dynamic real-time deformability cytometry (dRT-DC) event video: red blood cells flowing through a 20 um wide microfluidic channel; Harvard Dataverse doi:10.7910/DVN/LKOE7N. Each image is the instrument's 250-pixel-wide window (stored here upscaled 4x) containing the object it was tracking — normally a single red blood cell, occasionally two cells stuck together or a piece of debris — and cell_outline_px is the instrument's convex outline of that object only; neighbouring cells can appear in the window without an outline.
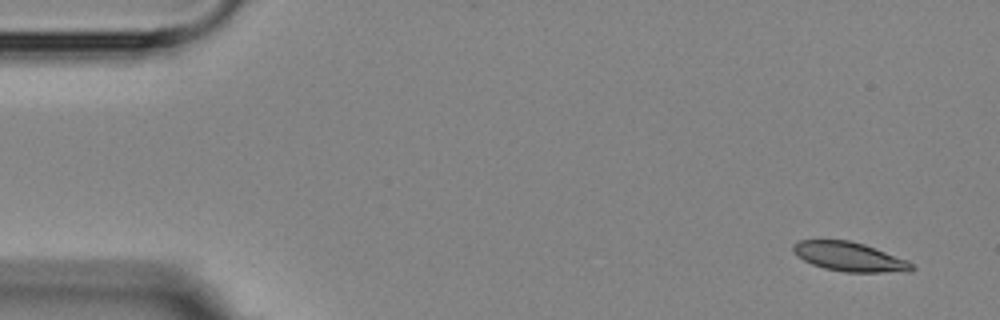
{"species": "Egyptian fruit bat (a non-hibernating species)", "species_latin": "Rousettus aegyptiacus", "temperature_condition": "room temperature", "stored_images_in_passage": 5, "camera_frame_rate_fps": 3000, "um_per_image_px": 0.085, "animal": {"sex": "female"}, "frame": {"image": 1, "passage_image": 1, "time_ms": 0.0, "image_size_px": [1000, 320], "cell_outline_px": [[916, 268], [908, 272], [844, 272], [824, 268], [812, 264], [796, 256], [792, 248], [792, 244], [800, 240], [848, 240], [864, 244], [908, 260]], "centroid_in_image_um": [72.21, 21.83], "position_along_channel_um": 12.8, "area_um2": 20.23}}
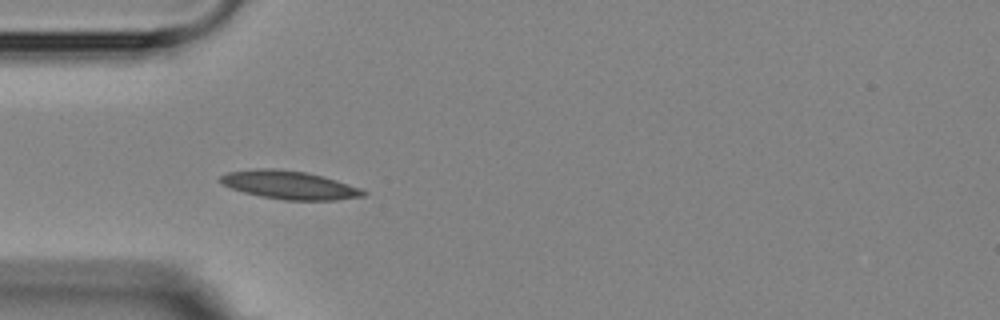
{"frame": {"image": 2, "passage_image": 4, "time_ms": 4.333, "image_size_px": [1000, 320], "cell_outline_px": [[368, 192], [364, 196], [336, 200], [284, 200], [260, 196], [244, 192], [232, 188], [224, 184], [220, 180], [220, 176], [228, 172], [256, 168], [272, 168], [304, 172], [324, 176], [360, 188]], "centroid_in_image_um": [24.62, 15.72], "position_along_channel_um": 60.4, "area_um2": 23.41}}
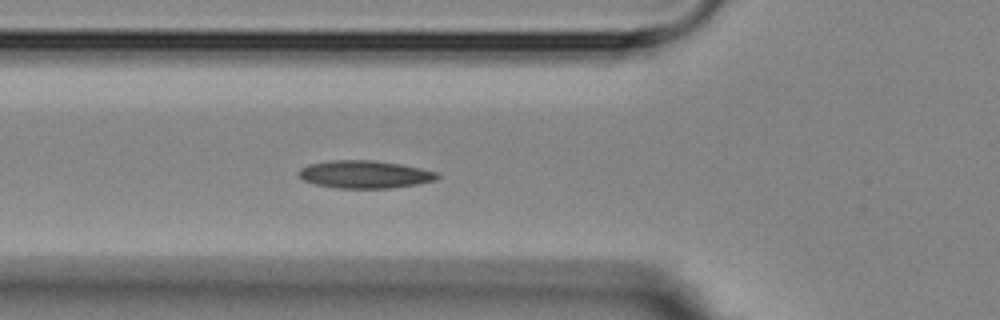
{"frame": {"image": 3, "passage_image": 5, "time_ms": 5.333, "image_size_px": [1000, 320], "cell_outline_px": [[440, 176], [436, 180], [416, 184], [388, 188], [336, 188], [316, 184], [304, 180], [296, 172], [300, 168], [308, 164], [332, 160], [372, 160], [400, 164], [440, 172]], "centroid_in_image_um": [31.0, 14.81], "position_along_channel_um": 94.8, "area_um2": 22.37}}